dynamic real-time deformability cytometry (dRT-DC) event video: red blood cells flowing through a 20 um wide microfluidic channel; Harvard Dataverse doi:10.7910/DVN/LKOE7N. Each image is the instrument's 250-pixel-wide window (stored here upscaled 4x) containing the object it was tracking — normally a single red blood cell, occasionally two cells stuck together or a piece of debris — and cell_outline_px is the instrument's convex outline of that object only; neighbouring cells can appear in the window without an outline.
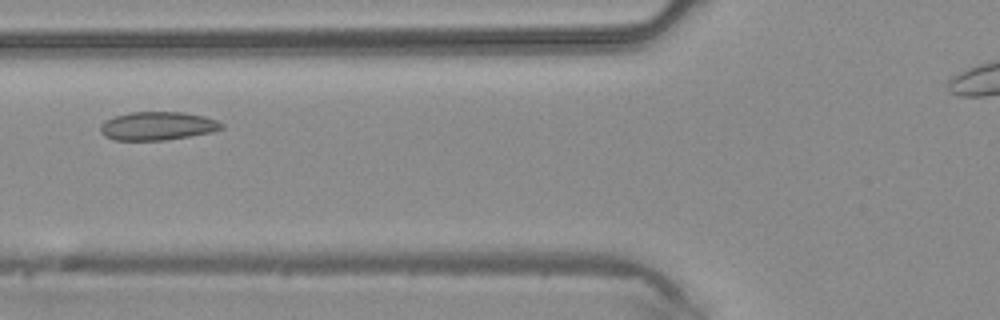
{"species": "common noctule bat (a hibernating species)", "species_latin": "Nyctalus noctula", "temperature_condition": "warm", "stored_images_in_passage": 3, "camera_frame_rate_fps": 3000, "um_per_image_px": 0.085, "animal": {"sex": "male", "body_mass_g": 20.4}, "frame": {"image": 1, "passage_image": 3, "time_ms": 0.667, "image_size_px": [1000, 320], "cell_outline_px": [[224, 128], [212, 132], [164, 140], [112, 140], [104, 136], [100, 132], [100, 124], [104, 120], [116, 116], [132, 112], [184, 112], [204, 116], [216, 120], [224, 124]], "centroid_in_image_um": [13.37, 10.71], "position_along_channel_um": 112.4, "area_um2": 20.11}}